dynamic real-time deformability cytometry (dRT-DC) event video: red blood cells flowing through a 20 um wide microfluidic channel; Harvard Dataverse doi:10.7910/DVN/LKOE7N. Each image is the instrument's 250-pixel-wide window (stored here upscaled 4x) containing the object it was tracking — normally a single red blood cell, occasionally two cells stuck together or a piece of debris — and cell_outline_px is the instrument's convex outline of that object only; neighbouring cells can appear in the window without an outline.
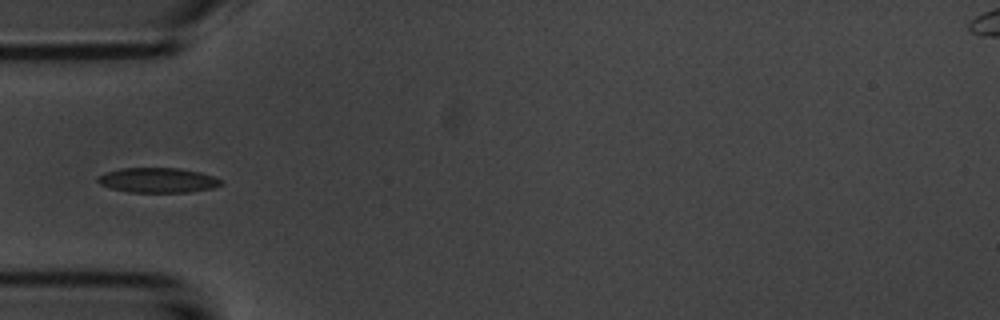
{"species": "common noctule bat (a hibernating species)", "species_latin": "Nyctalus noctula", "temperature_condition": "room temperature", "stored_images_in_passage": 38, "camera_frame_rate_fps": 3000, "um_per_image_px": 0.085, "animal": {"sex": "male", "body_mass_g": 20.1, "forearm_length_mm": 53.5}, "frame": {"image": 1, "passage_image": 1, "time_ms": 0.0, "image_size_px": [1000, 320], "cell_outline_px": [[224, 184], [212, 188], [192, 192], [128, 192], [112, 188], [100, 184], [96, 180], [96, 176], [120, 168], [180, 168], [200, 172], [212, 176], [220, 180]], "centroid_in_image_um": [13.41, 15.32], "position_along_channel_um": 71.6, "area_um2": 17.86}}
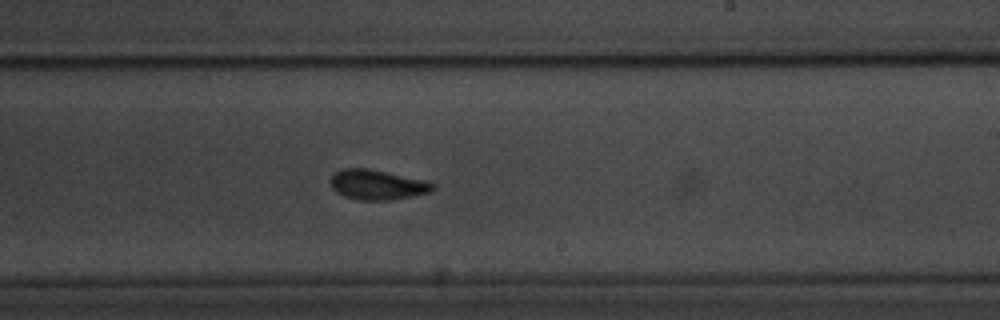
{"frame": {"image": 2, "passage_image": 16, "time_ms": 5.0, "image_size_px": [1000, 320], "cell_outline_px": [[436, 188], [432, 192], [392, 200], [360, 200], [344, 196], [336, 192], [332, 188], [328, 180], [336, 172], [344, 168], [368, 168], [424, 180], [436, 184]], "centroid_in_image_um": [32.07, 15.71], "position_along_channel_um": 256.9, "area_um2": 17.98}}
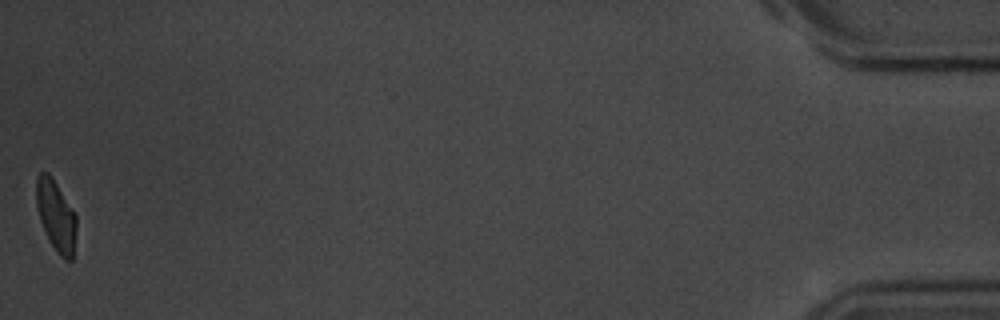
{"frame": {"image": 3, "passage_image": 38, "time_ms": 12.333, "image_size_px": [1000, 320], "cell_outline_px": [[76, 228], [72, 260], [64, 260], [60, 256], [48, 240], [40, 220], [36, 204], [36, 176], [40, 172], [48, 172], [52, 176], [76, 216]], "centroid_in_image_um": [4.74, 18.33], "position_along_channel_um": 430.5, "area_um2": 16.47}}